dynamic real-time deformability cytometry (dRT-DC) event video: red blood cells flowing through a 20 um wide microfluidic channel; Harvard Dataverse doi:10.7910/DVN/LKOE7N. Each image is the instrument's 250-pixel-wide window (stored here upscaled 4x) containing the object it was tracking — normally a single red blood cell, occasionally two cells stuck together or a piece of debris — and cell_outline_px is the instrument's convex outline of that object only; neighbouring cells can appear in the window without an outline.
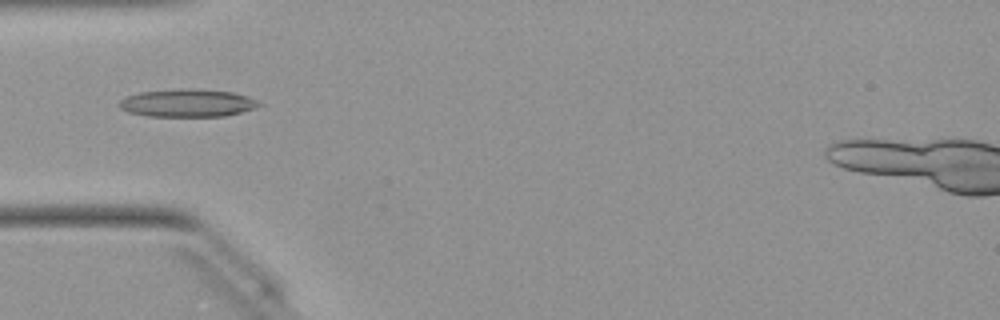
{"species": "Egyptian fruit bat (a non-hibernating species)", "species_latin": "Rousettus aegyptiacus", "temperature_condition": "warm", "stored_images_in_passage": 35, "camera_frame_rate_fps": 3000, "um_per_image_px": 0.085, "animal": {"sex": "female"}, "frame": {"image": 1, "passage_image": 1, "time_ms": 0.0, "image_size_px": [1000, 320], "cell_outline_px": [[264, 104], [256, 108], [224, 116], [148, 116], [128, 112], [120, 108], [120, 100], [128, 96], [140, 92], [188, 88], [192, 88], [232, 92], [248, 96]], "centroid_in_image_um": [15.97, 8.75], "position_along_channel_um": 69.0, "area_um2": 22.54}}
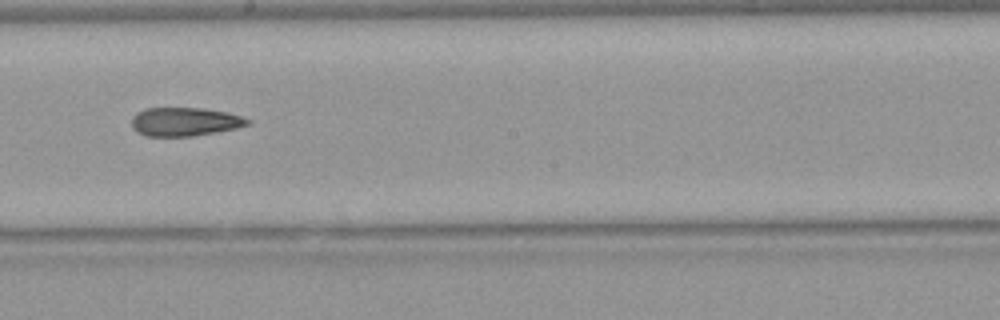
{"frame": {"image": 2, "passage_image": 13, "time_ms": 4.0, "image_size_px": [1000, 320], "cell_outline_px": [[252, 124], [236, 128], [216, 132], [192, 136], [144, 136], [136, 132], [132, 128], [132, 120], [140, 112], [148, 108], [204, 108], [228, 112], [252, 120]], "centroid_in_image_um": [15.76, 10.35], "position_along_channel_um": 232.4, "area_um2": 19.31}}
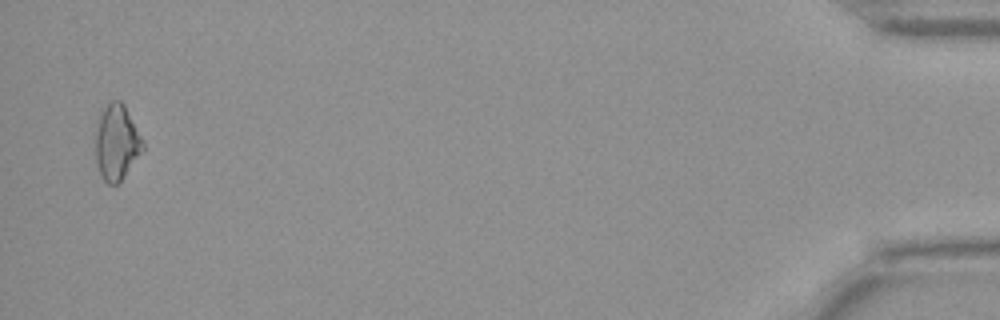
{"frame": {"image": 3, "passage_image": 34, "time_ms": 11.0, "image_size_px": [1000, 320], "cell_outline_px": [[144, 148], [120, 180], [116, 184], [108, 184], [100, 176], [96, 160], [96, 124], [100, 108], [112, 100], [120, 100], [124, 104], [144, 144]], "centroid_in_image_um": [9.87, 12.05], "position_along_channel_um": 425.3, "area_um2": 20.58}, "authors_computed_cell_mechanics": {"area_um2": 19.8832, "velocity_mm_per_s": 4.0818, "shape_relaxation_time_tau1_ms": null, "shape_relaxation_time_tau2_ms": 6.0688, "deformation_change_tau1": null, "deformation_change_tau2": 0.1723}}